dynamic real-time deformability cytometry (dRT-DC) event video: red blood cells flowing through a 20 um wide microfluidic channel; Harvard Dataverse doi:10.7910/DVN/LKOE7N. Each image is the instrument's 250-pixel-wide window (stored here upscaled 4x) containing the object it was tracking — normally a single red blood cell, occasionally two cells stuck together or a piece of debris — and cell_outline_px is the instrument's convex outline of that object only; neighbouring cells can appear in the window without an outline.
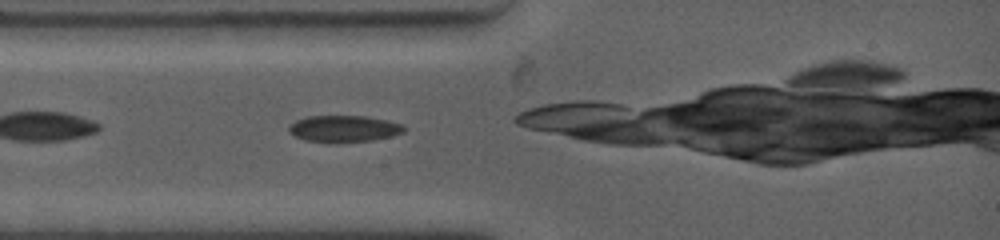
{"species": "common noctule bat (a hibernating species)", "species_latin": "Nyctalus noctula", "temperature_condition": "warm", "stored_images_in_passage": 24, "camera_frame_rate_fps": 4500, "um_per_image_px": 0.085, "animal": {"sex": "female", "body_mass_g": 19.0, "forearm_length_mm": 53.3}, "frame": {"image": 1, "passage_image": 1, "time_ms": 0.0, "image_size_px": [1000, 240], "cell_outline_px": [[404, 132], [392, 136], [372, 140], [336, 144], [304, 140], [288, 132], [288, 124], [296, 120], [308, 116], [364, 116], [384, 120], [400, 124], [404, 128]], "centroid_in_image_um": [29.16, 10.96], "position_along_channel_um": 55.8, "area_um2": 18.03}}